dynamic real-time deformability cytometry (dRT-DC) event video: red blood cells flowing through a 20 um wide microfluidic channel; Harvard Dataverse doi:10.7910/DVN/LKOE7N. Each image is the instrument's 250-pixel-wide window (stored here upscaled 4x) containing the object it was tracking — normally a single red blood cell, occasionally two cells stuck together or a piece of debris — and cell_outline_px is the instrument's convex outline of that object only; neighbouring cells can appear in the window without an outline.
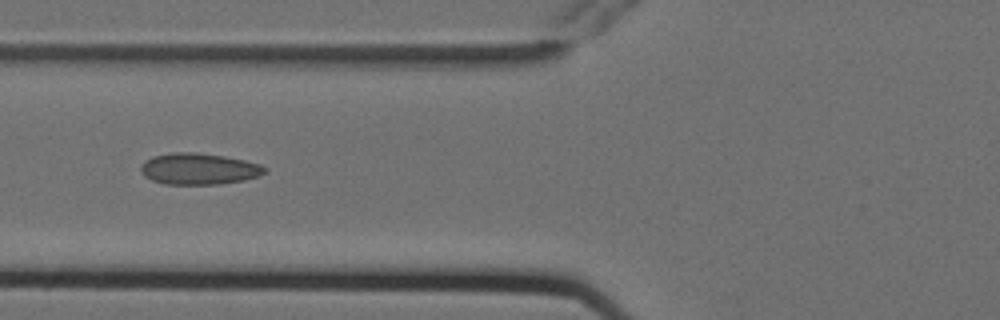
{"species": "Egyptian fruit bat (a non-hibernating species)", "species_latin": "Rousettus aegyptiacus", "temperature_condition": "cold", "stored_images_in_passage": 14, "camera_frame_rate_fps": 3000, "um_per_image_px": 0.085, "animal": {"sex": "female"}, "frame": {"image": 1, "passage_image": 6, "time_ms": 1.667, "image_size_px": [1000, 320], "cell_outline_px": [[264, 172], [256, 176], [244, 180], [216, 184], [164, 184], [152, 180], [144, 176], [140, 168], [140, 164], [144, 160], [152, 156], [172, 152], [196, 152], [224, 156], [244, 160], [260, 164], [264, 168]], "centroid_in_image_um": [16.82, 14.34], "position_along_channel_um": 109.0, "area_um2": 22.54}}
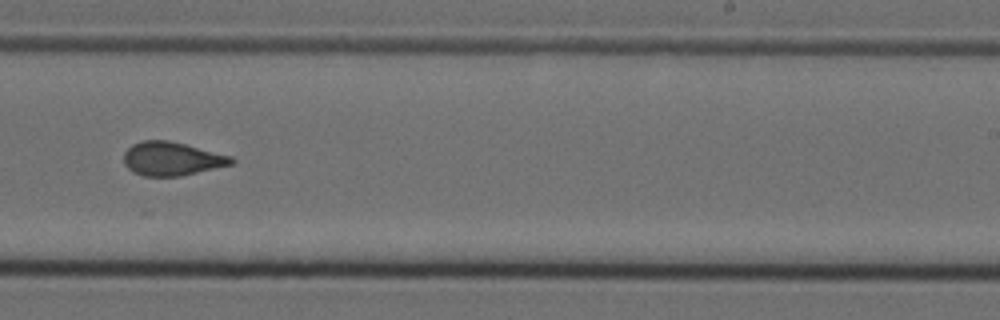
{"frame": {"image": 2, "passage_image": 10, "time_ms": 3.0, "image_size_px": [1000, 320], "cell_outline_px": [[236, 160], [232, 164], [180, 176], [144, 176], [132, 172], [124, 164], [124, 152], [132, 144], [140, 140], [168, 140], [232, 156]], "centroid_in_image_um": [14.57, 13.49], "position_along_channel_um": 274.4, "area_um2": 21.04}}
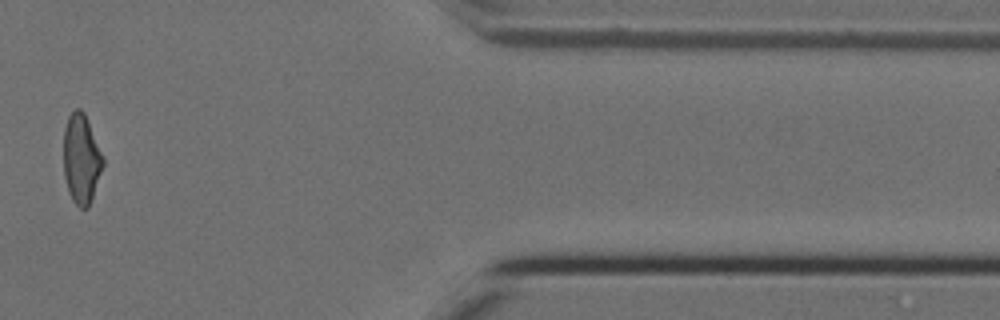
{"frame": {"image": 3, "passage_image": 13, "time_ms": 4.0, "image_size_px": [1000, 320], "cell_outline_px": [[104, 164], [88, 208], [80, 208], [72, 200], [68, 192], [64, 176], [64, 128], [68, 116], [76, 108], [80, 108], [84, 112], [104, 156]], "centroid_in_image_um": [6.91, 13.5], "position_along_channel_um": 404.5, "area_um2": 20.63}}